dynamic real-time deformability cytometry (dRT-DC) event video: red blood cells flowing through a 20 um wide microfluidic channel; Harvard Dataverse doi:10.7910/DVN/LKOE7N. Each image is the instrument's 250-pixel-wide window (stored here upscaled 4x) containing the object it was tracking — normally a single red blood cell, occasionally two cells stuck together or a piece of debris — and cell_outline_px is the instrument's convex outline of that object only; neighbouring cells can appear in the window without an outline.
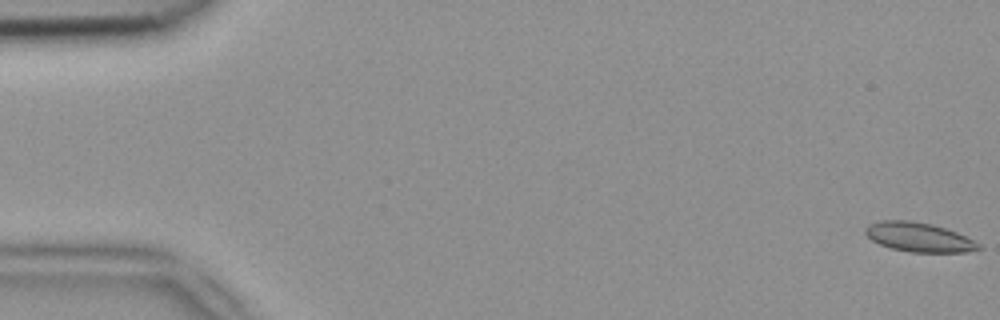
{"species": "common noctule bat (a hibernating species)", "species_latin": "Nyctalus noctula", "temperature_condition": "room temperature", "stored_images_in_passage": 52, "camera_frame_rate_fps": 3000, "um_per_image_px": 0.085, "animal": {"sex": "female", "body_mass_g": 18.4}, "frame": {"image": 1, "passage_image": 1, "time_ms": 0.0, "image_size_px": [1000, 320], "cell_outline_px": [[984, 248], [968, 252], [912, 252], [892, 248], [880, 244], [872, 240], [864, 232], [864, 228], [868, 224], [880, 220], [912, 220], [932, 224], [956, 232], [980, 244]], "centroid_in_image_um": [78.09, 20.15], "position_along_channel_um": 6.9, "area_um2": 19.31}}
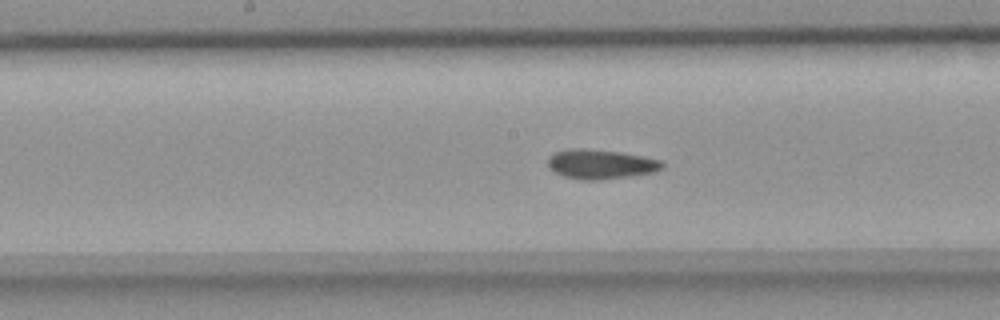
{"frame": {"image": 2, "passage_image": 27, "time_ms": 8.667, "image_size_px": [1000, 320], "cell_outline_px": [[664, 168], [656, 172], [632, 176], [600, 180], [580, 180], [564, 176], [556, 172], [548, 164], [548, 156], [552, 152], [572, 148], [584, 148], [620, 152], [660, 160], [664, 164]], "centroid_in_image_um": [51.06, 13.96], "position_along_channel_um": 197.1, "area_um2": 19.77}}
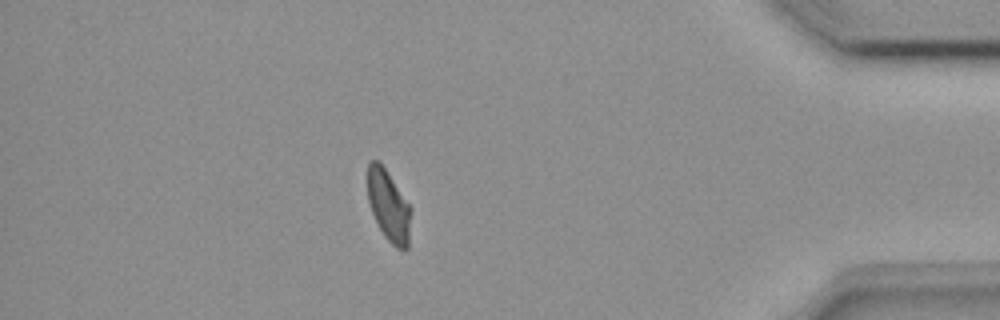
{"frame": {"image": 3, "passage_image": 46, "time_ms": 15.0, "image_size_px": [1000, 320], "cell_outline_px": [[412, 208], [408, 248], [404, 252], [396, 248], [384, 236], [372, 212], [368, 200], [368, 164], [372, 160], [380, 160]], "centroid_in_image_um": [33.06, 17.5], "position_along_channel_um": 402.1, "area_um2": 18.15}, "authors_computed_cell_mechanics": {"area_um2": 19.074, "velocity_mm_per_s": 3.9047, "shape_relaxation_time_tau1_ms": null, "shape_relaxation_time_tau2_ms": 4.3809, "deformation_change_tau1": null, "deformation_change_tau2": 0.0984}}